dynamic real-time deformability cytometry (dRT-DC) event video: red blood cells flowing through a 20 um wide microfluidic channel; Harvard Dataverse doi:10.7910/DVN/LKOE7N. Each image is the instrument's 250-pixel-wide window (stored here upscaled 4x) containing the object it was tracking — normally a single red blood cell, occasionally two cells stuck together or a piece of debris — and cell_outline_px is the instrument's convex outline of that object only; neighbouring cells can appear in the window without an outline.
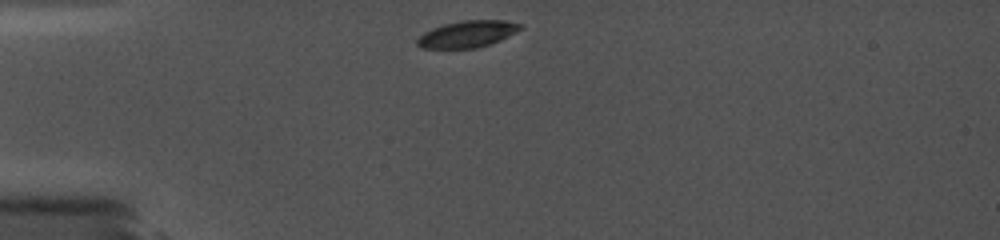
{"species": "common noctule bat (a hibernating species)", "species_latin": "Nyctalus noctula", "temperature_condition": "cold", "stored_images_in_passage": 3, "camera_frame_rate_fps": 5000, "um_per_image_px": 0.085, "animal": {"sex": "female", "body_mass_g": 19.0, "forearm_length_mm": 56.7}, "frame": {"image": 1, "passage_image": 1, "time_ms": 0.0, "image_size_px": [1000, 240], "cell_outline_px": [[524, 28], [492, 44], [476, 48], [420, 48], [416, 44], [416, 40], [424, 32], [432, 28], [444, 24], [460, 20], [504, 20], [524, 24]], "centroid_in_image_um": [39.76, 2.89], "position_along_channel_um": 45.2, "area_um2": 16.24}}